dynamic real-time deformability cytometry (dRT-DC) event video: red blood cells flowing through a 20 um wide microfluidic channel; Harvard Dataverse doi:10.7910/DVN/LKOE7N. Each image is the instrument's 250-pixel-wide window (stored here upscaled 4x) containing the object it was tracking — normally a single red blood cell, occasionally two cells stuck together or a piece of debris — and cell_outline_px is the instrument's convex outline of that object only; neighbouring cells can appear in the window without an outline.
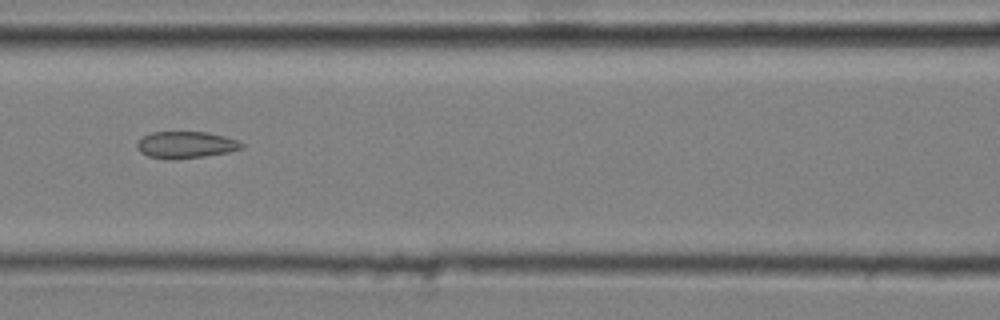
{"species": "common noctule bat (a hibernating species)", "species_latin": "Nyctalus noctula", "temperature_condition": "cold", "stored_images_in_passage": 7, "camera_frame_rate_fps": 3000, "um_per_image_px": 0.085, "animal": {"sex": "male", "body_mass_g": 20.4}, "frame": {"image": 1, "passage_image": 6, "time_ms": 1.667, "image_size_px": [1000, 320], "cell_outline_px": [[244, 148], [228, 152], [204, 156], [172, 160], [148, 156], [140, 152], [136, 148], [136, 144], [144, 136], [152, 132], [208, 132], [240, 140], [244, 144]], "centroid_in_image_um": [15.82, 12.31], "position_along_channel_um": 150.8, "area_um2": 16.42}}
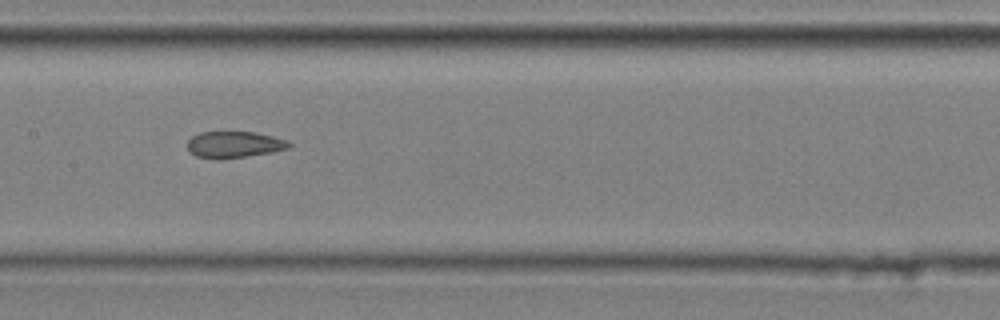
{"frame": {"image": 2, "passage_image": 7, "time_ms": 2.0, "image_size_px": [1000, 320], "cell_outline_px": [[292, 148], [272, 152], [220, 160], [216, 160], [196, 156], [188, 148], [188, 140], [192, 136], [200, 132], [256, 132], [272, 136], [284, 140], [292, 144]], "centroid_in_image_um": [19.91, 12.3], "position_along_channel_um": 187.5, "area_um2": 15.72}}